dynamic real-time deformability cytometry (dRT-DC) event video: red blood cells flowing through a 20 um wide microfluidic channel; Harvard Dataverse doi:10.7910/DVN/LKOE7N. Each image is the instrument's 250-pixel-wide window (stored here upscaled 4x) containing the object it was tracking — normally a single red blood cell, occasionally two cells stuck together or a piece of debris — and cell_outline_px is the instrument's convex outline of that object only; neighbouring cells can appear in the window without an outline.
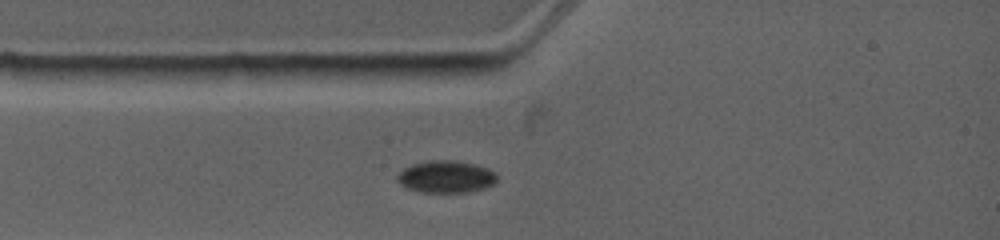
{"species": "common noctule bat (a hibernating species)", "species_latin": "Nyctalus noctula", "temperature_condition": "warm", "stored_images_in_passage": 6, "camera_frame_rate_fps": 4500, "um_per_image_px": 0.085, "animal": {"sex": "female", "body_mass_g": 19.0, "forearm_length_mm": 53.3}, "frame": {"image": 1, "passage_image": 3, "time_ms": 1.778, "image_size_px": [1000, 240], "cell_outline_px": [[496, 184], [484, 188], [468, 192], [416, 192], [400, 184], [396, 180], [396, 176], [404, 168], [412, 164], [436, 160], [448, 160], [472, 164], [488, 168], [496, 172]], "centroid_in_image_um": [37.91, 15.04], "position_along_channel_um": 47.1, "area_um2": 18.61}}
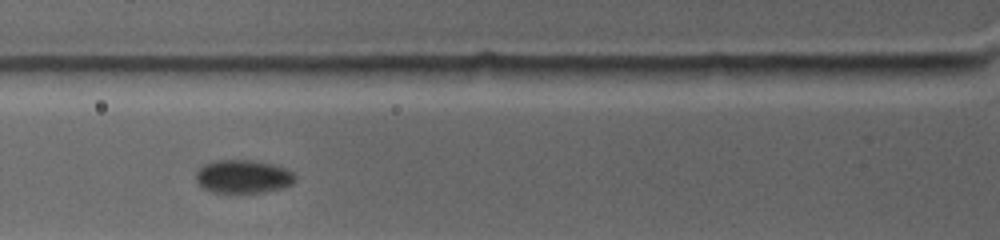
{"frame": {"image": 2, "passage_image": 5, "time_ms": 3.333, "image_size_px": [1000, 240], "cell_outline_px": [[296, 180], [292, 184], [284, 188], [264, 192], [212, 192], [204, 188], [196, 180], [196, 172], [204, 164], [216, 160], [252, 160], [272, 164], [288, 168], [296, 176]], "centroid_in_image_um": [20.71, 15.0], "position_along_channel_um": 105.1, "area_um2": 19.31}}
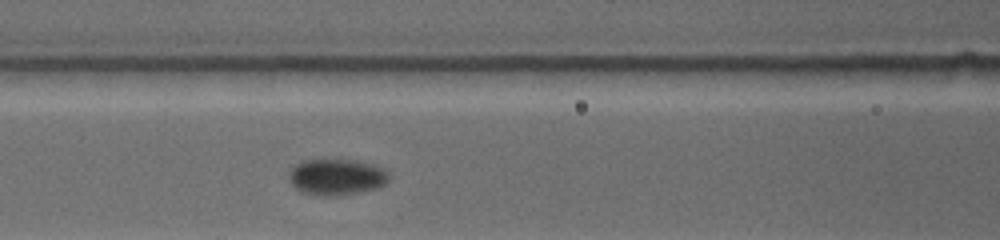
{"frame": {"image": 3, "passage_image": 6, "time_ms": 4.222, "image_size_px": [1000, 240], "cell_outline_px": [[388, 180], [380, 188], [336, 196], [316, 196], [300, 192], [288, 180], [288, 176], [292, 168], [296, 164], [304, 160], [352, 160], [372, 164], [388, 172]], "centroid_in_image_um": [28.57, 15.06], "position_along_channel_um": 138.0, "area_um2": 21.1}}